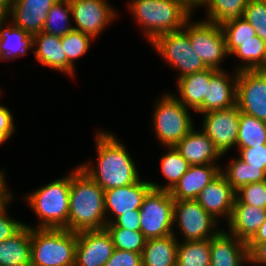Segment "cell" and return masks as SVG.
Here are the masks:
<instances>
[{
    "instance_id": "cell-1",
    "label": "cell",
    "mask_w": 266,
    "mask_h": 266,
    "mask_svg": "<svg viewBox=\"0 0 266 266\" xmlns=\"http://www.w3.org/2000/svg\"><path fill=\"white\" fill-rule=\"evenodd\" d=\"M95 139L97 166L95 167L93 162H85L79 165V168L104 191L128 186L140 179L134 160L130 157L126 146L116 138L114 133L99 131Z\"/></svg>"
},
{
    "instance_id": "cell-2",
    "label": "cell",
    "mask_w": 266,
    "mask_h": 266,
    "mask_svg": "<svg viewBox=\"0 0 266 266\" xmlns=\"http://www.w3.org/2000/svg\"><path fill=\"white\" fill-rule=\"evenodd\" d=\"M69 201V231L105 229L104 190L79 166L71 173Z\"/></svg>"
},
{
    "instance_id": "cell-3",
    "label": "cell",
    "mask_w": 266,
    "mask_h": 266,
    "mask_svg": "<svg viewBox=\"0 0 266 266\" xmlns=\"http://www.w3.org/2000/svg\"><path fill=\"white\" fill-rule=\"evenodd\" d=\"M128 5L150 43L159 35L182 30L192 15L180 0H132Z\"/></svg>"
},
{
    "instance_id": "cell-4",
    "label": "cell",
    "mask_w": 266,
    "mask_h": 266,
    "mask_svg": "<svg viewBox=\"0 0 266 266\" xmlns=\"http://www.w3.org/2000/svg\"><path fill=\"white\" fill-rule=\"evenodd\" d=\"M71 173L27 194L26 202L39 218L32 228L67 229Z\"/></svg>"
},
{
    "instance_id": "cell-5",
    "label": "cell",
    "mask_w": 266,
    "mask_h": 266,
    "mask_svg": "<svg viewBox=\"0 0 266 266\" xmlns=\"http://www.w3.org/2000/svg\"><path fill=\"white\" fill-rule=\"evenodd\" d=\"M77 232L31 227V266H74Z\"/></svg>"
},
{
    "instance_id": "cell-6",
    "label": "cell",
    "mask_w": 266,
    "mask_h": 266,
    "mask_svg": "<svg viewBox=\"0 0 266 266\" xmlns=\"http://www.w3.org/2000/svg\"><path fill=\"white\" fill-rule=\"evenodd\" d=\"M189 109L174 94H164L155 103L153 132L165 147H174L194 127Z\"/></svg>"
},
{
    "instance_id": "cell-7",
    "label": "cell",
    "mask_w": 266,
    "mask_h": 266,
    "mask_svg": "<svg viewBox=\"0 0 266 266\" xmlns=\"http://www.w3.org/2000/svg\"><path fill=\"white\" fill-rule=\"evenodd\" d=\"M190 20L191 17L185 22L183 30L188 34L192 49L207 68L223 70L220 63L229 54L222 28L204 19L197 22Z\"/></svg>"
},
{
    "instance_id": "cell-8",
    "label": "cell",
    "mask_w": 266,
    "mask_h": 266,
    "mask_svg": "<svg viewBox=\"0 0 266 266\" xmlns=\"http://www.w3.org/2000/svg\"><path fill=\"white\" fill-rule=\"evenodd\" d=\"M174 200L170 191L151 189L145 196L140 211V232L146 239L161 238L173 231Z\"/></svg>"
},
{
    "instance_id": "cell-9",
    "label": "cell",
    "mask_w": 266,
    "mask_h": 266,
    "mask_svg": "<svg viewBox=\"0 0 266 266\" xmlns=\"http://www.w3.org/2000/svg\"><path fill=\"white\" fill-rule=\"evenodd\" d=\"M150 44L162 59L179 71L178 79L207 69L192 49L188 34L183 29L159 35Z\"/></svg>"
},
{
    "instance_id": "cell-10",
    "label": "cell",
    "mask_w": 266,
    "mask_h": 266,
    "mask_svg": "<svg viewBox=\"0 0 266 266\" xmlns=\"http://www.w3.org/2000/svg\"><path fill=\"white\" fill-rule=\"evenodd\" d=\"M173 215V225L184 235L183 241L211 239L222 230H215L218 221L196 200L174 201Z\"/></svg>"
},
{
    "instance_id": "cell-11",
    "label": "cell",
    "mask_w": 266,
    "mask_h": 266,
    "mask_svg": "<svg viewBox=\"0 0 266 266\" xmlns=\"http://www.w3.org/2000/svg\"><path fill=\"white\" fill-rule=\"evenodd\" d=\"M236 105L240 112L266 121V70L238 71Z\"/></svg>"
},
{
    "instance_id": "cell-12",
    "label": "cell",
    "mask_w": 266,
    "mask_h": 266,
    "mask_svg": "<svg viewBox=\"0 0 266 266\" xmlns=\"http://www.w3.org/2000/svg\"><path fill=\"white\" fill-rule=\"evenodd\" d=\"M74 30L90 35L94 40L117 17L107 0H69Z\"/></svg>"
},
{
    "instance_id": "cell-13",
    "label": "cell",
    "mask_w": 266,
    "mask_h": 266,
    "mask_svg": "<svg viewBox=\"0 0 266 266\" xmlns=\"http://www.w3.org/2000/svg\"><path fill=\"white\" fill-rule=\"evenodd\" d=\"M202 115H204L202 131L214 142L216 148L224 156L231 147L236 146L240 126L238 106L210 111Z\"/></svg>"
},
{
    "instance_id": "cell-14",
    "label": "cell",
    "mask_w": 266,
    "mask_h": 266,
    "mask_svg": "<svg viewBox=\"0 0 266 266\" xmlns=\"http://www.w3.org/2000/svg\"><path fill=\"white\" fill-rule=\"evenodd\" d=\"M114 250L106 229L77 232L74 266H104Z\"/></svg>"
},
{
    "instance_id": "cell-15",
    "label": "cell",
    "mask_w": 266,
    "mask_h": 266,
    "mask_svg": "<svg viewBox=\"0 0 266 266\" xmlns=\"http://www.w3.org/2000/svg\"><path fill=\"white\" fill-rule=\"evenodd\" d=\"M152 189L150 181H143L141 178L128 186L113 188L104 191L105 213L115 218L106 217V223H112L123 213L134 212L142 206L147 193ZM109 212V213H107Z\"/></svg>"
},
{
    "instance_id": "cell-16",
    "label": "cell",
    "mask_w": 266,
    "mask_h": 266,
    "mask_svg": "<svg viewBox=\"0 0 266 266\" xmlns=\"http://www.w3.org/2000/svg\"><path fill=\"white\" fill-rule=\"evenodd\" d=\"M235 197L236 191L220 173L200 191L196 201L216 220L225 217L228 222L232 215Z\"/></svg>"
},
{
    "instance_id": "cell-17",
    "label": "cell",
    "mask_w": 266,
    "mask_h": 266,
    "mask_svg": "<svg viewBox=\"0 0 266 266\" xmlns=\"http://www.w3.org/2000/svg\"><path fill=\"white\" fill-rule=\"evenodd\" d=\"M60 0H11L8 18L29 35L42 32L48 12Z\"/></svg>"
},
{
    "instance_id": "cell-18",
    "label": "cell",
    "mask_w": 266,
    "mask_h": 266,
    "mask_svg": "<svg viewBox=\"0 0 266 266\" xmlns=\"http://www.w3.org/2000/svg\"><path fill=\"white\" fill-rule=\"evenodd\" d=\"M249 264L247 243L221 230L210 239V266H242Z\"/></svg>"
},
{
    "instance_id": "cell-19",
    "label": "cell",
    "mask_w": 266,
    "mask_h": 266,
    "mask_svg": "<svg viewBox=\"0 0 266 266\" xmlns=\"http://www.w3.org/2000/svg\"><path fill=\"white\" fill-rule=\"evenodd\" d=\"M218 70L211 78L204 97V113L216 110H224L236 105L237 76ZM234 75V76H233Z\"/></svg>"
},
{
    "instance_id": "cell-20",
    "label": "cell",
    "mask_w": 266,
    "mask_h": 266,
    "mask_svg": "<svg viewBox=\"0 0 266 266\" xmlns=\"http://www.w3.org/2000/svg\"><path fill=\"white\" fill-rule=\"evenodd\" d=\"M174 148L190 165L215 164L223 156L214 142L200 129L194 128Z\"/></svg>"
},
{
    "instance_id": "cell-21",
    "label": "cell",
    "mask_w": 266,
    "mask_h": 266,
    "mask_svg": "<svg viewBox=\"0 0 266 266\" xmlns=\"http://www.w3.org/2000/svg\"><path fill=\"white\" fill-rule=\"evenodd\" d=\"M220 171V165L217 164L190 165L187 172L170 191L173 200H196L200 191L212 182Z\"/></svg>"
},
{
    "instance_id": "cell-22",
    "label": "cell",
    "mask_w": 266,
    "mask_h": 266,
    "mask_svg": "<svg viewBox=\"0 0 266 266\" xmlns=\"http://www.w3.org/2000/svg\"><path fill=\"white\" fill-rule=\"evenodd\" d=\"M265 220L266 208L241 203L235 197L228 233L248 243Z\"/></svg>"
},
{
    "instance_id": "cell-23",
    "label": "cell",
    "mask_w": 266,
    "mask_h": 266,
    "mask_svg": "<svg viewBox=\"0 0 266 266\" xmlns=\"http://www.w3.org/2000/svg\"><path fill=\"white\" fill-rule=\"evenodd\" d=\"M218 70L207 68L201 72L185 75L177 81L179 96H175L185 107L204 114V97L210 78Z\"/></svg>"
},
{
    "instance_id": "cell-24",
    "label": "cell",
    "mask_w": 266,
    "mask_h": 266,
    "mask_svg": "<svg viewBox=\"0 0 266 266\" xmlns=\"http://www.w3.org/2000/svg\"><path fill=\"white\" fill-rule=\"evenodd\" d=\"M32 49L40 64L68 75V60L62 48L61 37L39 32L32 36Z\"/></svg>"
},
{
    "instance_id": "cell-25",
    "label": "cell",
    "mask_w": 266,
    "mask_h": 266,
    "mask_svg": "<svg viewBox=\"0 0 266 266\" xmlns=\"http://www.w3.org/2000/svg\"><path fill=\"white\" fill-rule=\"evenodd\" d=\"M0 266H31V226L0 242Z\"/></svg>"
},
{
    "instance_id": "cell-26",
    "label": "cell",
    "mask_w": 266,
    "mask_h": 266,
    "mask_svg": "<svg viewBox=\"0 0 266 266\" xmlns=\"http://www.w3.org/2000/svg\"><path fill=\"white\" fill-rule=\"evenodd\" d=\"M177 239L175 233L147 239L142 251V266H177Z\"/></svg>"
},
{
    "instance_id": "cell-27",
    "label": "cell",
    "mask_w": 266,
    "mask_h": 266,
    "mask_svg": "<svg viewBox=\"0 0 266 266\" xmlns=\"http://www.w3.org/2000/svg\"><path fill=\"white\" fill-rule=\"evenodd\" d=\"M29 49H32L31 35L12 22L7 26V20L0 25V60L19 58L28 54Z\"/></svg>"
},
{
    "instance_id": "cell-28",
    "label": "cell",
    "mask_w": 266,
    "mask_h": 266,
    "mask_svg": "<svg viewBox=\"0 0 266 266\" xmlns=\"http://www.w3.org/2000/svg\"><path fill=\"white\" fill-rule=\"evenodd\" d=\"M230 55H235L243 62V65L236 67V71L266 70V42L259 36L252 40L237 41V48Z\"/></svg>"
},
{
    "instance_id": "cell-29",
    "label": "cell",
    "mask_w": 266,
    "mask_h": 266,
    "mask_svg": "<svg viewBox=\"0 0 266 266\" xmlns=\"http://www.w3.org/2000/svg\"><path fill=\"white\" fill-rule=\"evenodd\" d=\"M167 152L161 158V172L168 183L161 186L160 184L150 181L152 189L171 191L179 182L180 178L187 172L190 164L174 148L167 147Z\"/></svg>"
},
{
    "instance_id": "cell-30",
    "label": "cell",
    "mask_w": 266,
    "mask_h": 266,
    "mask_svg": "<svg viewBox=\"0 0 266 266\" xmlns=\"http://www.w3.org/2000/svg\"><path fill=\"white\" fill-rule=\"evenodd\" d=\"M220 173L235 191L250 183L266 181V172L263 169L251 166L239 157L232 159L226 169L224 171L221 169Z\"/></svg>"
},
{
    "instance_id": "cell-31",
    "label": "cell",
    "mask_w": 266,
    "mask_h": 266,
    "mask_svg": "<svg viewBox=\"0 0 266 266\" xmlns=\"http://www.w3.org/2000/svg\"><path fill=\"white\" fill-rule=\"evenodd\" d=\"M250 0H208L206 19L220 27L237 19L243 18L244 9ZM208 18V19H207Z\"/></svg>"
},
{
    "instance_id": "cell-32",
    "label": "cell",
    "mask_w": 266,
    "mask_h": 266,
    "mask_svg": "<svg viewBox=\"0 0 266 266\" xmlns=\"http://www.w3.org/2000/svg\"><path fill=\"white\" fill-rule=\"evenodd\" d=\"M266 145V121L240 112L237 149Z\"/></svg>"
},
{
    "instance_id": "cell-33",
    "label": "cell",
    "mask_w": 266,
    "mask_h": 266,
    "mask_svg": "<svg viewBox=\"0 0 266 266\" xmlns=\"http://www.w3.org/2000/svg\"><path fill=\"white\" fill-rule=\"evenodd\" d=\"M177 266H210V239L179 242Z\"/></svg>"
},
{
    "instance_id": "cell-34",
    "label": "cell",
    "mask_w": 266,
    "mask_h": 266,
    "mask_svg": "<svg viewBox=\"0 0 266 266\" xmlns=\"http://www.w3.org/2000/svg\"><path fill=\"white\" fill-rule=\"evenodd\" d=\"M71 7L69 0H60L55 3L48 12L42 32L62 37L74 30L69 23Z\"/></svg>"
},
{
    "instance_id": "cell-35",
    "label": "cell",
    "mask_w": 266,
    "mask_h": 266,
    "mask_svg": "<svg viewBox=\"0 0 266 266\" xmlns=\"http://www.w3.org/2000/svg\"><path fill=\"white\" fill-rule=\"evenodd\" d=\"M93 38L81 31L72 30L61 37L62 48L68 60V75L75 74V60L87 53Z\"/></svg>"
},
{
    "instance_id": "cell-36",
    "label": "cell",
    "mask_w": 266,
    "mask_h": 266,
    "mask_svg": "<svg viewBox=\"0 0 266 266\" xmlns=\"http://www.w3.org/2000/svg\"><path fill=\"white\" fill-rule=\"evenodd\" d=\"M105 229L110 234L115 249L142 254L147 239L140 231H131L120 227H105Z\"/></svg>"
},
{
    "instance_id": "cell-37",
    "label": "cell",
    "mask_w": 266,
    "mask_h": 266,
    "mask_svg": "<svg viewBox=\"0 0 266 266\" xmlns=\"http://www.w3.org/2000/svg\"><path fill=\"white\" fill-rule=\"evenodd\" d=\"M221 28L229 56L237 48V41L252 40L257 36L255 29L244 18L231 21Z\"/></svg>"
},
{
    "instance_id": "cell-38",
    "label": "cell",
    "mask_w": 266,
    "mask_h": 266,
    "mask_svg": "<svg viewBox=\"0 0 266 266\" xmlns=\"http://www.w3.org/2000/svg\"><path fill=\"white\" fill-rule=\"evenodd\" d=\"M243 18L255 29L257 36L266 42V0H250Z\"/></svg>"
},
{
    "instance_id": "cell-39",
    "label": "cell",
    "mask_w": 266,
    "mask_h": 266,
    "mask_svg": "<svg viewBox=\"0 0 266 266\" xmlns=\"http://www.w3.org/2000/svg\"><path fill=\"white\" fill-rule=\"evenodd\" d=\"M236 198L244 204L266 208V181L250 183L236 190Z\"/></svg>"
},
{
    "instance_id": "cell-40",
    "label": "cell",
    "mask_w": 266,
    "mask_h": 266,
    "mask_svg": "<svg viewBox=\"0 0 266 266\" xmlns=\"http://www.w3.org/2000/svg\"><path fill=\"white\" fill-rule=\"evenodd\" d=\"M12 200H14L13 195L0 205V242L11 238L24 226L23 222L8 216L6 208Z\"/></svg>"
},
{
    "instance_id": "cell-41",
    "label": "cell",
    "mask_w": 266,
    "mask_h": 266,
    "mask_svg": "<svg viewBox=\"0 0 266 266\" xmlns=\"http://www.w3.org/2000/svg\"><path fill=\"white\" fill-rule=\"evenodd\" d=\"M238 152L241 160L266 172V145L242 148Z\"/></svg>"
},
{
    "instance_id": "cell-42",
    "label": "cell",
    "mask_w": 266,
    "mask_h": 266,
    "mask_svg": "<svg viewBox=\"0 0 266 266\" xmlns=\"http://www.w3.org/2000/svg\"><path fill=\"white\" fill-rule=\"evenodd\" d=\"M104 266H142V254L115 249Z\"/></svg>"
},
{
    "instance_id": "cell-43",
    "label": "cell",
    "mask_w": 266,
    "mask_h": 266,
    "mask_svg": "<svg viewBox=\"0 0 266 266\" xmlns=\"http://www.w3.org/2000/svg\"><path fill=\"white\" fill-rule=\"evenodd\" d=\"M106 227H120L131 231H140V211L123 213L112 223L106 224Z\"/></svg>"
},
{
    "instance_id": "cell-44",
    "label": "cell",
    "mask_w": 266,
    "mask_h": 266,
    "mask_svg": "<svg viewBox=\"0 0 266 266\" xmlns=\"http://www.w3.org/2000/svg\"><path fill=\"white\" fill-rule=\"evenodd\" d=\"M9 110L4 105H0V133L8 140L15 132L14 119Z\"/></svg>"
},
{
    "instance_id": "cell-45",
    "label": "cell",
    "mask_w": 266,
    "mask_h": 266,
    "mask_svg": "<svg viewBox=\"0 0 266 266\" xmlns=\"http://www.w3.org/2000/svg\"><path fill=\"white\" fill-rule=\"evenodd\" d=\"M249 263L266 265V241L259 242L250 252H249Z\"/></svg>"
},
{
    "instance_id": "cell-46",
    "label": "cell",
    "mask_w": 266,
    "mask_h": 266,
    "mask_svg": "<svg viewBox=\"0 0 266 266\" xmlns=\"http://www.w3.org/2000/svg\"><path fill=\"white\" fill-rule=\"evenodd\" d=\"M266 241V220L260 226L253 238L247 243L248 251L250 252L259 242Z\"/></svg>"
},
{
    "instance_id": "cell-47",
    "label": "cell",
    "mask_w": 266,
    "mask_h": 266,
    "mask_svg": "<svg viewBox=\"0 0 266 266\" xmlns=\"http://www.w3.org/2000/svg\"><path fill=\"white\" fill-rule=\"evenodd\" d=\"M4 170L0 171V205H2L4 202H6L13 194H11V191L9 192V189H7V183H6V175Z\"/></svg>"
},
{
    "instance_id": "cell-48",
    "label": "cell",
    "mask_w": 266,
    "mask_h": 266,
    "mask_svg": "<svg viewBox=\"0 0 266 266\" xmlns=\"http://www.w3.org/2000/svg\"><path fill=\"white\" fill-rule=\"evenodd\" d=\"M10 8L11 0H0V25L6 20H10L8 18Z\"/></svg>"
},
{
    "instance_id": "cell-49",
    "label": "cell",
    "mask_w": 266,
    "mask_h": 266,
    "mask_svg": "<svg viewBox=\"0 0 266 266\" xmlns=\"http://www.w3.org/2000/svg\"><path fill=\"white\" fill-rule=\"evenodd\" d=\"M192 13L196 7L204 6L208 0H180Z\"/></svg>"
},
{
    "instance_id": "cell-50",
    "label": "cell",
    "mask_w": 266,
    "mask_h": 266,
    "mask_svg": "<svg viewBox=\"0 0 266 266\" xmlns=\"http://www.w3.org/2000/svg\"><path fill=\"white\" fill-rule=\"evenodd\" d=\"M7 139L0 133V145L4 143Z\"/></svg>"
}]
</instances>
